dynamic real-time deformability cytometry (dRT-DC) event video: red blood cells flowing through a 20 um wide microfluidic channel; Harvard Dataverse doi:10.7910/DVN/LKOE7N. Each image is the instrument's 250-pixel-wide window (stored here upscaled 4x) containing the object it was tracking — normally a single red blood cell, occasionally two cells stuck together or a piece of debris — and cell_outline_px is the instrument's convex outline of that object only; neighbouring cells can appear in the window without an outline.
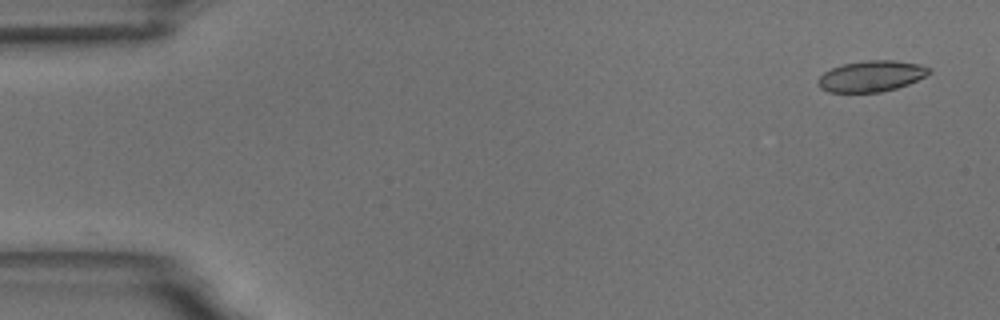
{"species": "common noctule bat (a hibernating species)", "species_latin": "Nyctalus noctula", "temperature_condition": "room temperature", "stored_images_in_passage": 4, "camera_frame_rate_fps": 3000, "um_per_image_px": 0.085, "animal": {"sex": "male", "body_mass_g": 18.8}, "frame": {"image": 1, "passage_image": 1, "time_ms": 0.0, "image_size_px": [1000, 320], "cell_outline_px": [[932, 72], [908, 84], [896, 88], [880, 92], [828, 92], [820, 88], [816, 84], [816, 80], [824, 72], [832, 68], [844, 64], [864, 60], [896, 60], [920, 64], [932, 68]], "centroid_in_image_um": [74.05, 6.47], "position_along_channel_um": 10.9, "area_um2": 20.17}}
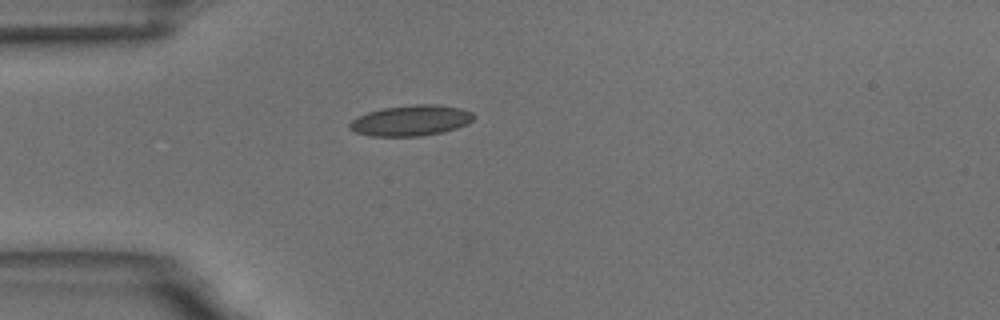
{"frame": {"image": 2, "passage_image": 4, "time_ms": 4.333, "image_size_px": [1000, 320], "cell_outline_px": [[476, 116], [468, 124], [444, 132], [420, 136], [368, 136], [356, 132], [348, 128], [348, 124], [352, 120], [368, 112], [384, 108], [416, 104], [436, 104], [460, 108], [472, 112]], "centroid_in_image_um": [34.95, 10.25], "position_along_channel_um": 50.1, "area_um2": 22.2}}